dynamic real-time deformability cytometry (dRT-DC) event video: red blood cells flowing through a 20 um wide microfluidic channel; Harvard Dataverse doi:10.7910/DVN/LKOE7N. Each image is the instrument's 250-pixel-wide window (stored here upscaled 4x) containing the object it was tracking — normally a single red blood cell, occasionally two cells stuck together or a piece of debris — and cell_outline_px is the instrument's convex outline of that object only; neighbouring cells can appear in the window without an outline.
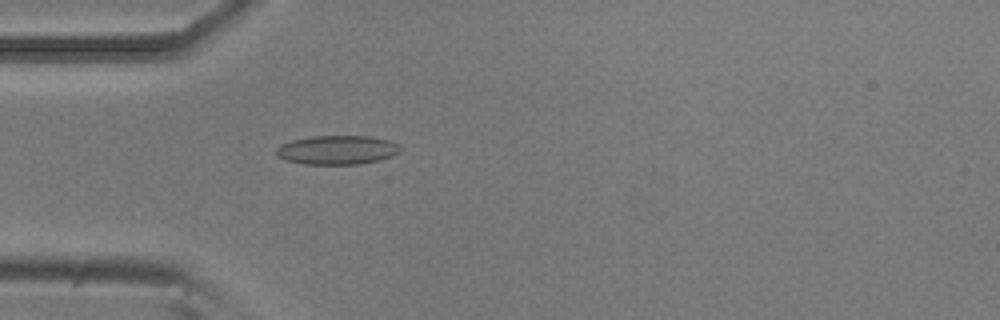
{"species": "common noctule bat (a hibernating species)", "species_latin": "Nyctalus noctula", "temperature_condition": "room temperature", "stored_images_in_passage": 5, "camera_frame_rate_fps": 3000, "um_per_image_px": 0.085, "animal": {"sex": "male", "body_mass_g": 20.5, "forearm_length_mm": 52.5}, "frame": {"image": 1, "passage_image": 5, "time_ms": 1.333, "image_size_px": [1000, 320], "cell_outline_px": [[404, 148], [400, 152], [392, 156], [380, 160], [360, 164], [304, 164], [288, 160], [276, 156], [276, 148], [280, 144], [292, 140], [312, 136], [372, 136], [388, 140], [400, 144]], "centroid_in_image_um": [28.71, 12.74], "position_along_channel_um": 56.3, "area_um2": 21.21}}